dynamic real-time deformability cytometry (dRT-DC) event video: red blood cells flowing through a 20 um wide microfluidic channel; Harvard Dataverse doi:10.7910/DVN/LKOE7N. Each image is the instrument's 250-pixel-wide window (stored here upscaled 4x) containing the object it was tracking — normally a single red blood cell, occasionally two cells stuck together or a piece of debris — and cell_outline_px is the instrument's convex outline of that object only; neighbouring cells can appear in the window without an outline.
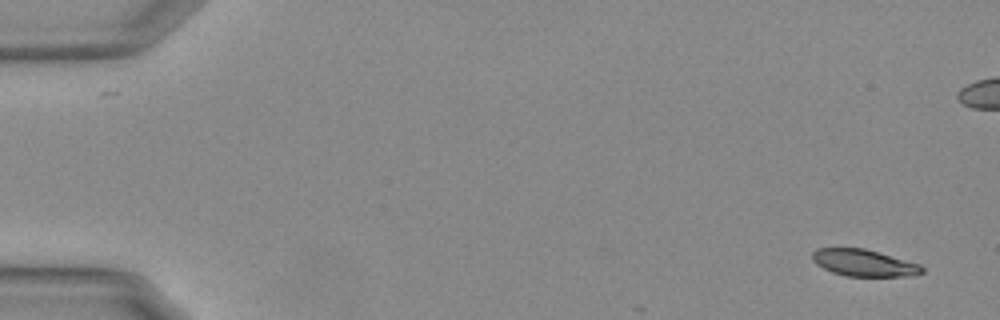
{"species": "Egyptian fruit bat (a non-hibernating species)", "species_latin": "Rousettus aegyptiacus", "temperature_condition": "warm", "stored_images_in_passage": 9, "camera_frame_rate_fps": 3000, "um_per_image_px": 0.085, "animal": {"sex": "female"}, "frame": {"image": 1, "passage_image": 1, "time_ms": 0.0, "image_size_px": [1000, 320], "cell_outline_px": [[924, 272], [904, 276], [848, 276], [832, 272], [816, 264], [812, 260], [812, 252], [816, 248], [864, 248], [920, 264], [924, 268]], "centroid_in_image_um": [73.4, 22.34], "position_along_channel_um": 11.6, "area_um2": 16.99}}